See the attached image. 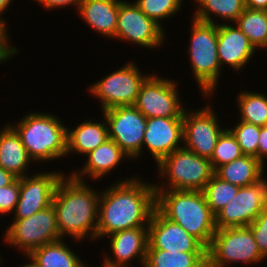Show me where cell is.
<instances>
[{"mask_svg":"<svg viewBox=\"0 0 267 267\" xmlns=\"http://www.w3.org/2000/svg\"><path fill=\"white\" fill-rule=\"evenodd\" d=\"M114 180L100 191L96 241L117 231L148 227L156 208L154 183L141 176Z\"/></svg>","mask_w":267,"mask_h":267,"instance_id":"obj_1","label":"cell"},{"mask_svg":"<svg viewBox=\"0 0 267 267\" xmlns=\"http://www.w3.org/2000/svg\"><path fill=\"white\" fill-rule=\"evenodd\" d=\"M100 191L69 173L63 175L52 199L61 239L69 236L74 244L85 243L86 238L96 241Z\"/></svg>","mask_w":267,"mask_h":267,"instance_id":"obj_2","label":"cell"},{"mask_svg":"<svg viewBox=\"0 0 267 267\" xmlns=\"http://www.w3.org/2000/svg\"><path fill=\"white\" fill-rule=\"evenodd\" d=\"M30 111V112H29ZM13 123L34 164L55 162L67 155V125L56 113L29 110ZM44 112V113H43Z\"/></svg>","mask_w":267,"mask_h":267,"instance_id":"obj_3","label":"cell"},{"mask_svg":"<svg viewBox=\"0 0 267 267\" xmlns=\"http://www.w3.org/2000/svg\"><path fill=\"white\" fill-rule=\"evenodd\" d=\"M156 208L169 220L183 227L206 248L217 228L215 215L202 191L156 190Z\"/></svg>","mask_w":267,"mask_h":267,"instance_id":"obj_4","label":"cell"},{"mask_svg":"<svg viewBox=\"0 0 267 267\" xmlns=\"http://www.w3.org/2000/svg\"><path fill=\"white\" fill-rule=\"evenodd\" d=\"M189 45L186 55L194 82L202 96H213L219 87L222 75L217 53V24L205 23L190 18ZM189 57V58H188Z\"/></svg>","mask_w":267,"mask_h":267,"instance_id":"obj_5","label":"cell"},{"mask_svg":"<svg viewBox=\"0 0 267 267\" xmlns=\"http://www.w3.org/2000/svg\"><path fill=\"white\" fill-rule=\"evenodd\" d=\"M156 168L159 183L154 182L155 190L202 191L214 175L209 159L185 148L163 158Z\"/></svg>","mask_w":267,"mask_h":267,"instance_id":"obj_6","label":"cell"},{"mask_svg":"<svg viewBox=\"0 0 267 267\" xmlns=\"http://www.w3.org/2000/svg\"><path fill=\"white\" fill-rule=\"evenodd\" d=\"M266 259L248 226L217 229L207 248V267L258 266Z\"/></svg>","mask_w":267,"mask_h":267,"instance_id":"obj_7","label":"cell"},{"mask_svg":"<svg viewBox=\"0 0 267 267\" xmlns=\"http://www.w3.org/2000/svg\"><path fill=\"white\" fill-rule=\"evenodd\" d=\"M136 63L133 59L126 60L125 65L87 86L85 90L89 96L99 100L100 113L113 107L136 103L141 85L152 74L144 73Z\"/></svg>","mask_w":267,"mask_h":267,"instance_id":"obj_8","label":"cell"},{"mask_svg":"<svg viewBox=\"0 0 267 267\" xmlns=\"http://www.w3.org/2000/svg\"><path fill=\"white\" fill-rule=\"evenodd\" d=\"M4 232L1 236L4 245L21 252L22 256H28L33 250L61 239L52 204L28 218L11 220Z\"/></svg>","mask_w":267,"mask_h":267,"instance_id":"obj_9","label":"cell"},{"mask_svg":"<svg viewBox=\"0 0 267 267\" xmlns=\"http://www.w3.org/2000/svg\"><path fill=\"white\" fill-rule=\"evenodd\" d=\"M210 97L212 100V96H204L209 100L204 107L188 110L187 106L183 112V148L209 160L219 136L227 128L220 122Z\"/></svg>","mask_w":267,"mask_h":267,"instance_id":"obj_10","label":"cell"},{"mask_svg":"<svg viewBox=\"0 0 267 267\" xmlns=\"http://www.w3.org/2000/svg\"><path fill=\"white\" fill-rule=\"evenodd\" d=\"M151 74L141 85L134 106L146 118H183L187 106L183 104L176 79Z\"/></svg>","mask_w":267,"mask_h":267,"instance_id":"obj_11","label":"cell"},{"mask_svg":"<svg viewBox=\"0 0 267 267\" xmlns=\"http://www.w3.org/2000/svg\"><path fill=\"white\" fill-rule=\"evenodd\" d=\"M165 34L166 31L148 18L134 1H120L117 30L113 40L138 45L139 49L158 50L167 40Z\"/></svg>","mask_w":267,"mask_h":267,"instance_id":"obj_12","label":"cell"},{"mask_svg":"<svg viewBox=\"0 0 267 267\" xmlns=\"http://www.w3.org/2000/svg\"><path fill=\"white\" fill-rule=\"evenodd\" d=\"M109 139L113 140L134 163L142 158L147 118L134 106H117L102 111Z\"/></svg>","mask_w":267,"mask_h":267,"instance_id":"obj_13","label":"cell"},{"mask_svg":"<svg viewBox=\"0 0 267 267\" xmlns=\"http://www.w3.org/2000/svg\"><path fill=\"white\" fill-rule=\"evenodd\" d=\"M267 205V177L240 187L235 197L215 215L217 229L246 227Z\"/></svg>","mask_w":267,"mask_h":267,"instance_id":"obj_14","label":"cell"},{"mask_svg":"<svg viewBox=\"0 0 267 267\" xmlns=\"http://www.w3.org/2000/svg\"><path fill=\"white\" fill-rule=\"evenodd\" d=\"M32 171L30 175L20 178L19 200L11 220L28 218L49 207L52 204L57 183L66 173L59 169L45 172L43 170Z\"/></svg>","mask_w":267,"mask_h":267,"instance_id":"obj_15","label":"cell"},{"mask_svg":"<svg viewBox=\"0 0 267 267\" xmlns=\"http://www.w3.org/2000/svg\"><path fill=\"white\" fill-rule=\"evenodd\" d=\"M147 249L173 252L207 253V248L183 227L167 219L157 208L148 225Z\"/></svg>","mask_w":267,"mask_h":267,"instance_id":"obj_16","label":"cell"},{"mask_svg":"<svg viewBox=\"0 0 267 267\" xmlns=\"http://www.w3.org/2000/svg\"><path fill=\"white\" fill-rule=\"evenodd\" d=\"M108 238V239H107ZM110 252L102 256L100 267H132L136 262L144 266L148 246V227H136L117 231L106 236ZM111 255H110V254ZM105 255V256H104Z\"/></svg>","mask_w":267,"mask_h":267,"instance_id":"obj_17","label":"cell"},{"mask_svg":"<svg viewBox=\"0 0 267 267\" xmlns=\"http://www.w3.org/2000/svg\"><path fill=\"white\" fill-rule=\"evenodd\" d=\"M180 148H183V118H147L142 156L148 151L157 165Z\"/></svg>","mask_w":267,"mask_h":267,"instance_id":"obj_18","label":"cell"},{"mask_svg":"<svg viewBox=\"0 0 267 267\" xmlns=\"http://www.w3.org/2000/svg\"><path fill=\"white\" fill-rule=\"evenodd\" d=\"M217 53L223 70L225 66L240 74L253 61L257 50L235 23L217 25ZM255 53V54H254Z\"/></svg>","mask_w":267,"mask_h":267,"instance_id":"obj_19","label":"cell"},{"mask_svg":"<svg viewBox=\"0 0 267 267\" xmlns=\"http://www.w3.org/2000/svg\"><path fill=\"white\" fill-rule=\"evenodd\" d=\"M86 156L83 166L75 169L69 174L80 181L99 182L103 180L111 172H115L119 165L124 164L128 159L127 163L130 162L131 158L111 139H108L104 144L98 146L95 150L89 152ZM78 170V171H77Z\"/></svg>","mask_w":267,"mask_h":267,"instance_id":"obj_20","label":"cell"},{"mask_svg":"<svg viewBox=\"0 0 267 267\" xmlns=\"http://www.w3.org/2000/svg\"><path fill=\"white\" fill-rule=\"evenodd\" d=\"M121 0H83L78 16L95 33L112 40L115 38ZM109 38V39H108Z\"/></svg>","mask_w":267,"mask_h":267,"instance_id":"obj_21","label":"cell"},{"mask_svg":"<svg viewBox=\"0 0 267 267\" xmlns=\"http://www.w3.org/2000/svg\"><path fill=\"white\" fill-rule=\"evenodd\" d=\"M101 117L103 119L100 121L93 120L95 117H92L81 120L73 128L67 126L66 157L72 154L83 157L109 139L106 121L102 115Z\"/></svg>","mask_w":267,"mask_h":267,"instance_id":"obj_22","label":"cell"},{"mask_svg":"<svg viewBox=\"0 0 267 267\" xmlns=\"http://www.w3.org/2000/svg\"><path fill=\"white\" fill-rule=\"evenodd\" d=\"M0 128V167L16 178L30 175L27 170L34 163L29 157L19 134L6 123Z\"/></svg>","mask_w":267,"mask_h":267,"instance_id":"obj_23","label":"cell"},{"mask_svg":"<svg viewBox=\"0 0 267 267\" xmlns=\"http://www.w3.org/2000/svg\"><path fill=\"white\" fill-rule=\"evenodd\" d=\"M265 167L255 156L243 155L219 166L214 174L223 181L245 187L260 181L266 175Z\"/></svg>","mask_w":267,"mask_h":267,"instance_id":"obj_24","label":"cell"},{"mask_svg":"<svg viewBox=\"0 0 267 267\" xmlns=\"http://www.w3.org/2000/svg\"><path fill=\"white\" fill-rule=\"evenodd\" d=\"M66 239L47 243L33 250L28 257L38 267H88V263L80 259V255L71 248Z\"/></svg>","mask_w":267,"mask_h":267,"instance_id":"obj_25","label":"cell"},{"mask_svg":"<svg viewBox=\"0 0 267 267\" xmlns=\"http://www.w3.org/2000/svg\"><path fill=\"white\" fill-rule=\"evenodd\" d=\"M195 2L193 19L205 23H234L245 10L244 0H192ZM213 15V16H212ZM219 20H217L216 18ZM221 18V19H220ZM217 20V21H216ZM222 20V22H221ZM224 21V22H223Z\"/></svg>","mask_w":267,"mask_h":267,"instance_id":"obj_26","label":"cell"},{"mask_svg":"<svg viewBox=\"0 0 267 267\" xmlns=\"http://www.w3.org/2000/svg\"><path fill=\"white\" fill-rule=\"evenodd\" d=\"M236 105L240 116L239 121L260 127L267 125V94L251 90H239Z\"/></svg>","mask_w":267,"mask_h":267,"instance_id":"obj_27","label":"cell"},{"mask_svg":"<svg viewBox=\"0 0 267 267\" xmlns=\"http://www.w3.org/2000/svg\"><path fill=\"white\" fill-rule=\"evenodd\" d=\"M143 267H207V253L147 249Z\"/></svg>","mask_w":267,"mask_h":267,"instance_id":"obj_28","label":"cell"},{"mask_svg":"<svg viewBox=\"0 0 267 267\" xmlns=\"http://www.w3.org/2000/svg\"><path fill=\"white\" fill-rule=\"evenodd\" d=\"M258 51L267 40V11L245 8L234 22Z\"/></svg>","mask_w":267,"mask_h":267,"instance_id":"obj_29","label":"cell"},{"mask_svg":"<svg viewBox=\"0 0 267 267\" xmlns=\"http://www.w3.org/2000/svg\"><path fill=\"white\" fill-rule=\"evenodd\" d=\"M239 186L221 180L215 174L202 190L212 213L216 215L237 194Z\"/></svg>","mask_w":267,"mask_h":267,"instance_id":"obj_30","label":"cell"},{"mask_svg":"<svg viewBox=\"0 0 267 267\" xmlns=\"http://www.w3.org/2000/svg\"><path fill=\"white\" fill-rule=\"evenodd\" d=\"M184 1L185 0H134L139 9L164 30H166V26H163V22L172 18L174 19L180 12L182 13V9L185 6L183 5Z\"/></svg>","mask_w":267,"mask_h":267,"instance_id":"obj_31","label":"cell"},{"mask_svg":"<svg viewBox=\"0 0 267 267\" xmlns=\"http://www.w3.org/2000/svg\"><path fill=\"white\" fill-rule=\"evenodd\" d=\"M243 155L235 136L226 128L217 140L210 162L215 171L219 166L241 158Z\"/></svg>","mask_w":267,"mask_h":267,"instance_id":"obj_32","label":"cell"},{"mask_svg":"<svg viewBox=\"0 0 267 267\" xmlns=\"http://www.w3.org/2000/svg\"><path fill=\"white\" fill-rule=\"evenodd\" d=\"M237 121L236 124L231 125L232 127L227 126V128L235 136L242 153L255 156L258 159V139L261 127L244 121Z\"/></svg>","mask_w":267,"mask_h":267,"instance_id":"obj_33","label":"cell"},{"mask_svg":"<svg viewBox=\"0 0 267 267\" xmlns=\"http://www.w3.org/2000/svg\"><path fill=\"white\" fill-rule=\"evenodd\" d=\"M20 194V178H17L10 185L0 187V215H12Z\"/></svg>","mask_w":267,"mask_h":267,"instance_id":"obj_34","label":"cell"},{"mask_svg":"<svg viewBox=\"0 0 267 267\" xmlns=\"http://www.w3.org/2000/svg\"><path fill=\"white\" fill-rule=\"evenodd\" d=\"M248 227L251 229L260 252L267 258V205Z\"/></svg>","mask_w":267,"mask_h":267,"instance_id":"obj_35","label":"cell"},{"mask_svg":"<svg viewBox=\"0 0 267 267\" xmlns=\"http://www.w3.org/2000/svg\"><path fill=\"white\" fill-rule=\"evenodd\" d=\"M9 33L8 26L0 20V59L4 63L13 60L12 58L18 56L20 53L19 47L10 44L12 39Z\"/></svg>","mask_w":267,"mask_h":267,"instance_id":"obj_36","label":"cell"},{"mask_svg":"<svg viewBox=\"0 0 267 267\" xmlns=\"http://www.w3.org/2000/svg\"><path fill=\"white\" fill-rule=\"evenodd\" d=\"M82 1L83 0H35L34 2H38L40 6L44 7V10H50L52 13V9H55L56 11L69 6H71V8L74 6L73 8L77 11Z\"/></svg>","mask_w":267,"mask_h":267,"instance_id":"obj_37","label":"cell"},{"mask_svg":"<svg viewBox=\"0 0 267 267\" xmlns=\"http://www.w3.org/2000/svg\"><path fill=\"white\" fill-rule=\"evenodd\" d=\"M258 139V159L265 166L267 159V125L261 127Z\"/></svg>","mask_w":267,"mask_h":267,"instance_id":"obj_38","label":"cell"},{"mask_svg":"<svg viewBox=\"0 0 267 267\" xmlns=\"http://www.w3.org/2000/svg\"><path fill=\"white\" fill-rule=\"evenodd\" d=\"M245 7L252 10L267 11V0H244Z\"/></svg>","mask_w":267,"mask_h":267,"instance_id":"obj_39","label":"cell"},{"mask_svg":"<svg viewBox=\"0 0 267 267\" xmlns=\"http://www.w3.org/2000/svg\"><path fill=\"white\" fill-rule=\"evenodd\" d=\"M17 178L4 170L2 167H0V187H4L6 185H10L13 183Z\"/></svg>","mask_w":267,"mask_h":267,"instance_id":"obj_40","label":"cell"},{"mask_svg":"<svg viewBox=\"0 0 267 267\" xmlns=\"http://www.w3.org/2000/svg\"><path fill=\"white\" fill-rule=\"evenodd\" d=\"M13 2L14 0H0V20H2L7 26L10 24H8L6 19L3 17L5 16L6 11L8 12V8H10L9 6H11Z\"/></svg>","mask_w":267,"mask_h":267,"instance_id":"obj_41","label":"cell"},{"mask_svg":"<svg viewBox=\"0 0 267 267\" xmlns=\"http://www.w3.org/2000/svg\"><path fill=\"white\" fill-rule=\"evenodd\" d=\"M26 259H28L29 261L27 262H23L24 264H22L21 266H17V267H38L35 262H33V260H31L28 256H26Z\"/></svg>","mask_w":267,"mask_h":267,"instance_id":"obj_42","label":"cell"},{"mask_svg":"<svg viewBox=\"0 0 267 267\" xmlns=\"http://www.w3.org/2000/svg\"><path fill=\"white\" fill-rule=\"evenodd\" d=\"M267 51V40L265 42V45L260 49V51Z\"/></svg>","mask_w":267,"mask_h":267,"instance_id":"obj_43","label":"cell"},{"mask_svg":"<svg viewBox=\"0 0 267 267\" xmlns=\"http://www.w3.org/2000/svg\"><path fill=\"white\" fill-rule=\"evenodd\" d=\"M2 254L0 253V267H1V264L3 263V260L5 259V258H3L4 256H2Z\"/></svg>","mask_w":267,"mask_h":267,"instance_id":"obj_44","label":"cell"},{"mask_svg":"<svg viewBox=\"0 0 267 267\" xmlns=\"http://www.w3.org/2000/svg\"><path fill=\"white\" fill-rule=\"evenodd\" d=\"M1 64H5V63L0 59V65H1Z\"/></svg>","mask_w":267,"mask_h":267,"instance_id":"obj_45","label":"cell"}]
</instances>
